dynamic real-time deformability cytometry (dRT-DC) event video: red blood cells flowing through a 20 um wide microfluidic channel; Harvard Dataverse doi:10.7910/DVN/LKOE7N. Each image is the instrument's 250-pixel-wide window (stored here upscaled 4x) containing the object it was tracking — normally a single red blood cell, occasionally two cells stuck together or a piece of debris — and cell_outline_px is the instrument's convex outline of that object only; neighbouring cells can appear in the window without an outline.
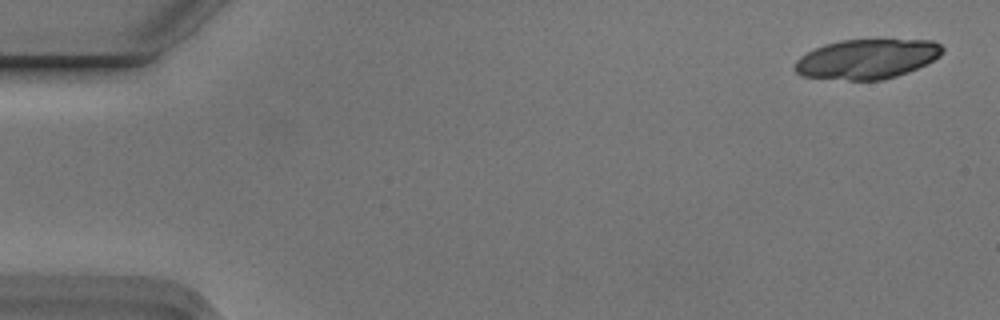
{"species": "Egyptian fruit bat (a non-hibernating species)", "species_latin": "Rousettus aegyptiacus", "temperature_condition": "cold", "stored_images_in_passage": 5, "camera_frame_rate_fps": 3000, "um_per_image_px": 0.085, "animal": {"sex": "male"}, "frame": {"image": 1, "passage_image": 1, "time_ms": 0.0, "image_size_px": [1000, 320], "cell_outline_px": [[944, 52], [940, 56], [908, 72], [884, 80], [848, 80], [800, 76], [796, 72], [796, 60], [800, 56], [824, 44], [840, 40], [932, 40], [940, 44], [944, 48]], "centroid_in_image_um": [73.69, 5.01], "position_along_channel_um": 11.3, "area_um2": 33.99}}